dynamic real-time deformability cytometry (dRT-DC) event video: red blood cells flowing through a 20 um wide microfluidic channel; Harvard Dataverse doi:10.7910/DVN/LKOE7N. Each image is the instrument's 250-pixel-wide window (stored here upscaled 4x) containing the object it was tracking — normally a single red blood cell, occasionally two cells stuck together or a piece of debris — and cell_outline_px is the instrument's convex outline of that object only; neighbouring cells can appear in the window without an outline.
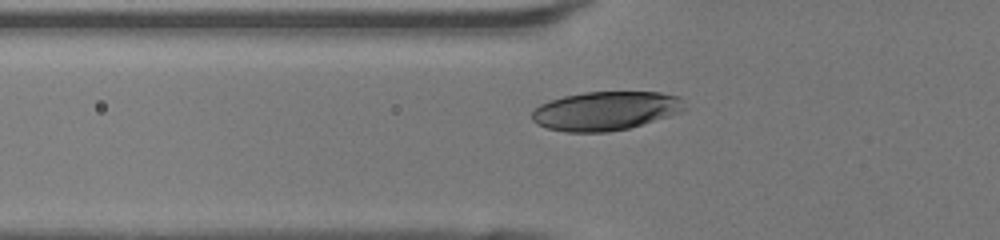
{"species": "human", "species_latin": "Homo sapiens", "temperature_condition": "room temperature", "stored_images_in_passage": 41, "camera_frame_rate_fps": 3000, "um_per_image_px": 0.085, "donor": {"sex": "female"}, "frame": {"image": 1, "passage_image": 12, "time_ms": 3.667, "image_size_px": [1000, 240], "cell_outline_px": [[688, 108], [684, 112], [628, 128], [608, 132], [568, 132], [548, 128], [536, 124], [532, 120], [532, 112], [540, 104], [564, 96], [584, 92], [660, 92], [680, 96]], "centroid_in_image_um": [51.53, 9.42], "position_along_channel_um": 74.3, "area_um2": 34.74}}
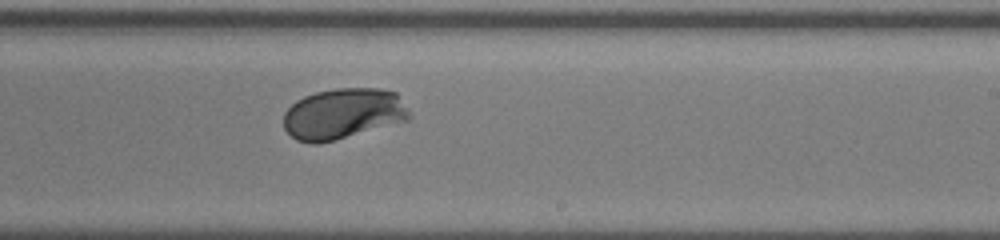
{"frame": {"image": 2, "passage_image": 25, "time_ms": 8.0, "image_size_px": [1000, 240], "cell_outline_px": [[412, 116], [408, 120], [332, 140], [316, 144], [312, 144], [296, 140], [284, 128], [284, 112], [296, 100], [304, 96], [316, 92], [336, 88], [380, 88], [396, 92], [408, 108]], "centroid_in_image_um": [29.16, 9.65], "position_along_channel_um": 259.8, "area_um2": 37.11}}
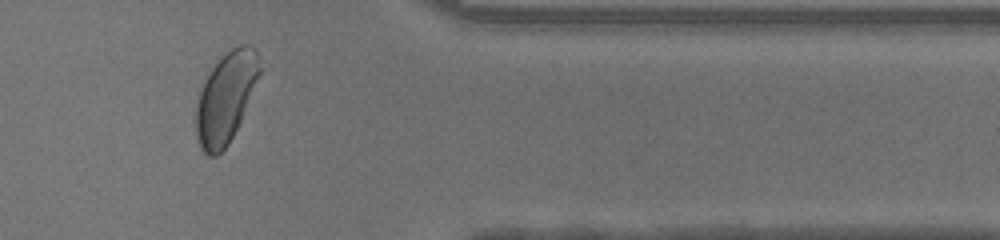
{"frame": {"image": 3, "passage_image": 35, "time_ms": 11.333, "image_size_px": [1000, 240], "cell_outline_px": [[260, 72], [240, 120], [228, 144], [216, 156], [208, 156], [200, 148], [196, 136], [196, 92], [208, 72], [232, 48], [240, 44], [244, 44], [256, 48], [260, 56]], "centroid_in_image_um": [19.15, 8.29], "position_along_channel_um": 392.3, "area_um2": 33.29}}